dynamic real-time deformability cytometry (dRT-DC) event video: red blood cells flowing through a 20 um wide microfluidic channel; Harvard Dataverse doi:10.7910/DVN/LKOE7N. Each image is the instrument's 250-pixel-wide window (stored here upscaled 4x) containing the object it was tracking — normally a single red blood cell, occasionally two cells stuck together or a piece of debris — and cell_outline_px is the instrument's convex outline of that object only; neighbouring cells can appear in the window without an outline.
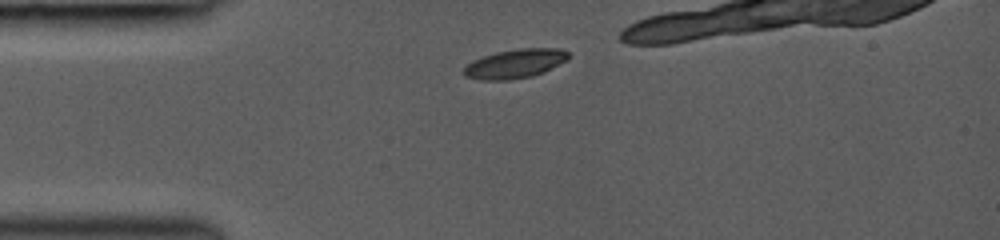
{"species": "common noctule bat (a hibernating species)", "species_latin": "Nyctalus noctula", "temperature_condition": "room temperature", "stored_images_in_passage": 7, "camera_frame_rate_fps": 3000, "um_per_image_px": 0.085, "animal": {"sex": "female", "body_mass_g": 19.0, "forearm_length_mm": 53.3}, "frame": {"image": 1, "passage_image": 1, "time_ms": 0.0, "image_size_px": [1000, 240], "cell_outline_px": [[572, 56], [568, 60], [544, 72], [532, 76], [508, 80], [480, 80], [464, 76], [464, 68], [472, 60], [496, 52], [520, 48], [560, 48], [568, 52]], "centroid_in_image_um": [43.82, 5.41], "position_along_channel_um": 41.2, "area_um2": 17.86}}
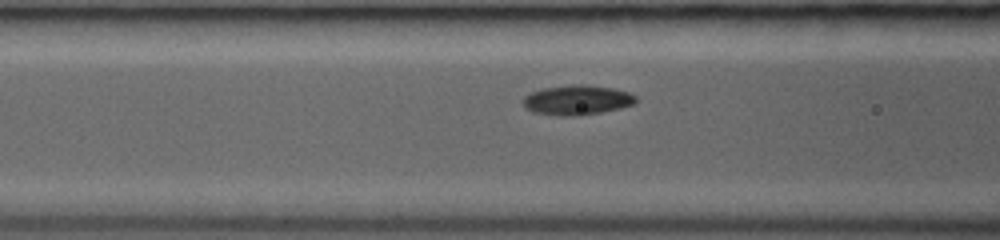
{"frame": {"image": 2, "passage_image": 6, "time_ms": 2.333, "image_size_px": [1000, 240], "cell_outline_px": [[636, 100], [632, 104], [620, 108], [580, 116], [560, 116], [532, 112], [524, 108], [520, 100], [524, 96], [532, 92], [544, 88], [572, 84], [584, 84], [612, 88], [628, 92], [636, 96]], "centroid_in_image_um": [48.98, 8.51], "position_along_channel_um": 117.6, "area_um2": 19.71}}